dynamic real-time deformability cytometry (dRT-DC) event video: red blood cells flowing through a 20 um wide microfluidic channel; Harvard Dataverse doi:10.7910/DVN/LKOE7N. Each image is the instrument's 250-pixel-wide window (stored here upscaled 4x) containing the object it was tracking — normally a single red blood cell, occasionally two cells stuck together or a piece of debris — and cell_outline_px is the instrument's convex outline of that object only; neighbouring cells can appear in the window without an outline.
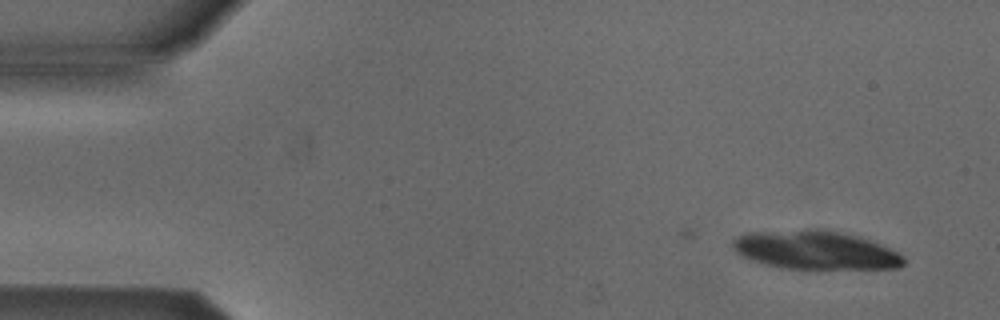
{"species": "Egyptian fruit bat (a non-hibernating species)", "species_latin": "Rousettus aegyptiacus", "temperature_condition": "cold", "stored_images_in_passage": 30, "camera_frame_rate_fps": 3000, "um_per_image_px": 0.085, "animal": {"sex": "male"}, "frame": {"image": 1, "passage_image": 1, "time_ms": 0.0, "image_size_px": [1000, 320], "cell_outline_px": [[904, 264], [900, 268], [780, 268], [764, 264], [752, 260], [736, 252], [732, 248], [732, 240], [748, 232], [816, 228], [824, 228], [860, 236], [888, 248], [904, 256]], "centroid_in_image_um": [69.29, 21.23], "position_along_channel_um": 15.7, "area_um2": 38.44}}
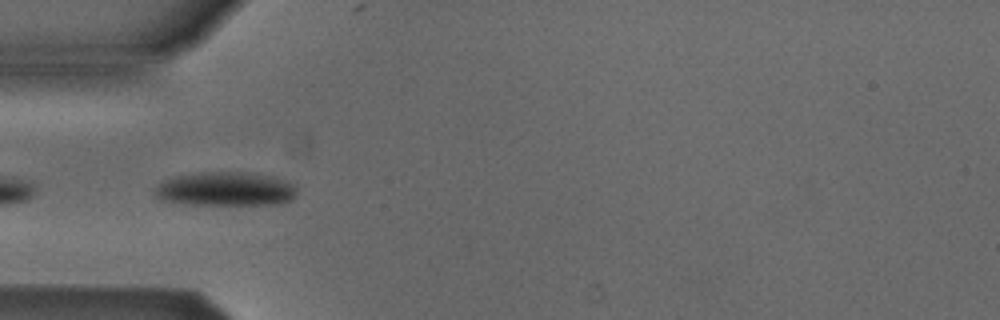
{"frame": {"image": 2, "passage_image": 14, "time_ms": 4.333, "image_size_px": [1000, 320], "cell_outline_px": [[296, 192], [292, 200], [280, 204], [188, 204], [160, 200], [156, 196], [152, 188], [156, 184], [172, 176], [200, 172], [244, 172], [276, 176], [296, 184]], "centroid_in_image_um": [19.16, 16.05], "position_along_channel_um": 65.8, "area_um2": 28.61}}
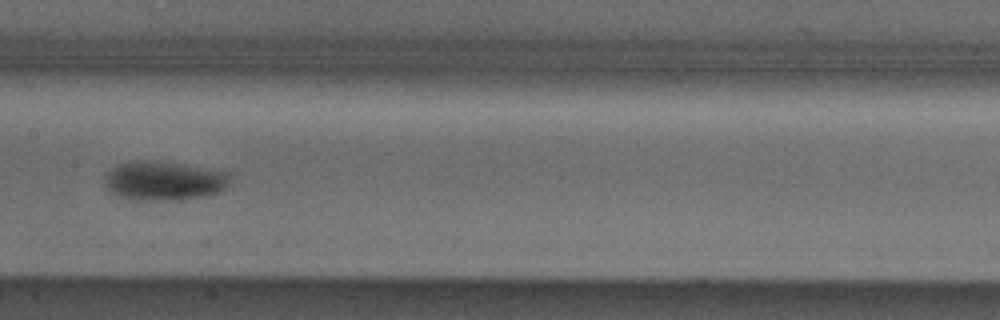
{"frame": {"image": 3, "passage_image": 24, "time_ms": 7.667, "image_size_px": [1000, 320], "cell_outline_px": [[228, 184], [224, 188], [216, 192], [204, 196], [164, 200], [136, 200], [112, 192], [104, 184], [104, 176], [116, 164], [136, 160], [152, 160], [228, 172]], "centroid_in_image_um": [13.87, 15.35], "position_along_channel_um": 193.5, "area_um2": 27.92}}